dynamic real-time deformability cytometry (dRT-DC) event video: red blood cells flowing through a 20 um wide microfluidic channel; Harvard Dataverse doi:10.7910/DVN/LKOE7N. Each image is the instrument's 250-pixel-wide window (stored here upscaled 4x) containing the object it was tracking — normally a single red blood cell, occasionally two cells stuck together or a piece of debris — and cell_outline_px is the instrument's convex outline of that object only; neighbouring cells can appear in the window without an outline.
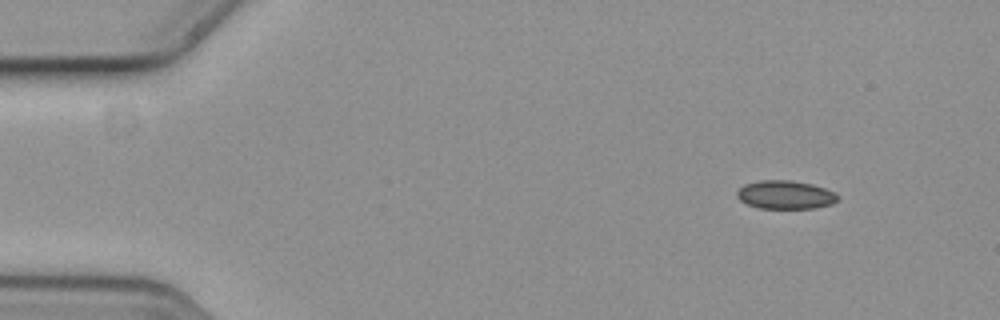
{"species": "common noctule bat (a hibernating species)", "species_latin": "Nyctalus noctula", "temperature_condition": "cold", "stored_images_in_passage": 4, "camera_frame_rate_fps": 3000, "um_per_image_px": 0.085, "animal": {"sex": "female", "body_mass_g": 19.3, "forearm_length_mm": 54.1}, "frame": {"image": 1, "passage_image": 1, "time_ms": 0.0, "image_size_px": [1000, 320], "cell_outline_px": [[836, 200], [832, 204], [816, 208], [760, 208], [748, 204], [740, 200], [736, 196], [736, 192], [744, 184], [760, 180], [788, 180], [812, 184], [824, 188], [832, 192], [836, 196]], "centroid_in_image_um": [66.71, 16.55], "position_along_channel_um": 18.3, "area_um2": 16.47}}
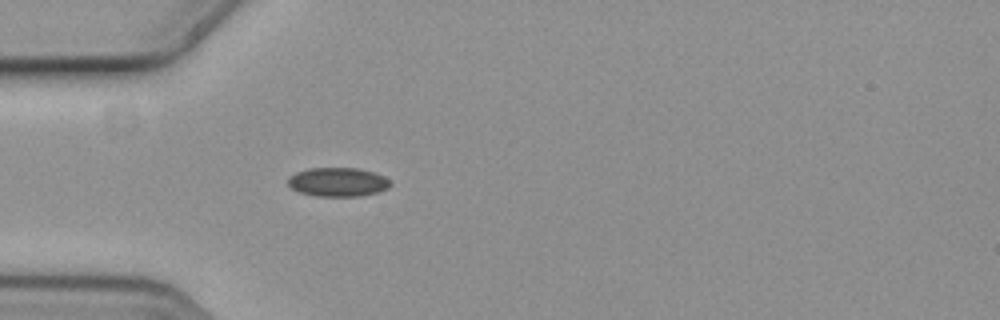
{"frame": {"image": 2, "passage_image": 4, "time_ms": 1.0, "image_size_px": [1000, 320], "cell_outline_px": [[392, 184], [388, 188], [376, 192], [360, 196], [316, 196], [300, 192], [292, 188], [288, 184], [288, 176], [296, 172], [308, 168], [356, 168], [372, 172], [384, 176]], "centroid_in_image_um": [28.69, 15.47], "position_along_channel_um": 56.3, "area_um2": 17.17}}